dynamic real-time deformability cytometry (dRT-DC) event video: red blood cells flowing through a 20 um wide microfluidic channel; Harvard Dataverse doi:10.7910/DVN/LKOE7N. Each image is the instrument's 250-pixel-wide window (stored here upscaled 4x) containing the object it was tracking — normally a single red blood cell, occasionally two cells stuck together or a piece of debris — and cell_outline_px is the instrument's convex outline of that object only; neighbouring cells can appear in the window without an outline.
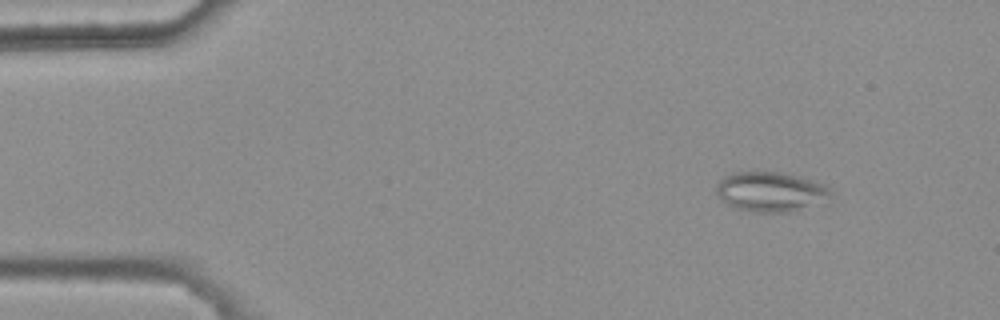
{"species": "common noctule bat (a hibernating species)", "species_latin": "Nyctalus noctula", "temperature_condition": "warm", "stored_images_in_passage": 47, "camera_frame_rate_fps": 3000, "um_per_image_px": 0.085, "animal": {"sex": "female", "body_mass_g": 25.1}, "frame": {"image": 1, "passage_image": 6, "time_ms": 1.667, "image_size_px": [1000, 320], "cell_outline_px": [[828, 204], [788, 212], [756, 212], [736, 208], [728, 204], [716, 192], [716, 184], [724, 176], [732, 172], [780, 172], [800, 176], [824, 184], [828, 188]], "centroid_in_image_um": [65.55, 16.3], "position_along_channel_um": 19.4, "area_um2": 26.7}}
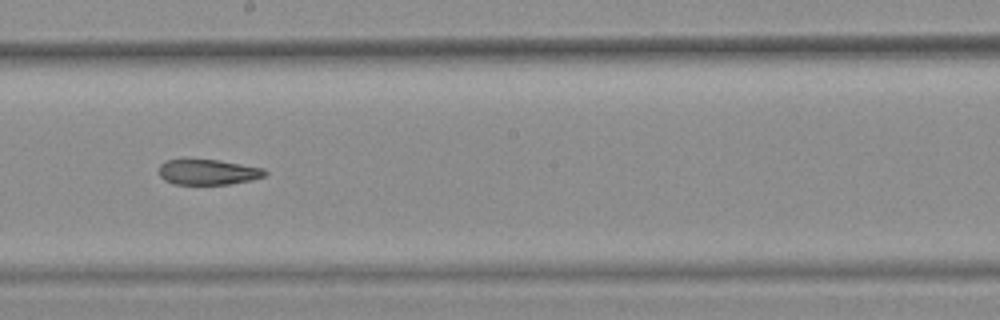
{"frame": {"image": 2, "passage_image": 30, "time_ms": 9.667, "image_size_px": [1000, 320], "cell_outline_px": [[268, 172], [264, 176], [252, 180], [228, 184], [172, 184], [164, 180], [160, 176], [160, 164], [164, 160], [184, 156], [220, 160], [264, 168]], "centroid_in_image_um": [17.62, 14.57], "position_along_channel_um": 230.6, "area_um2": 16.47}}
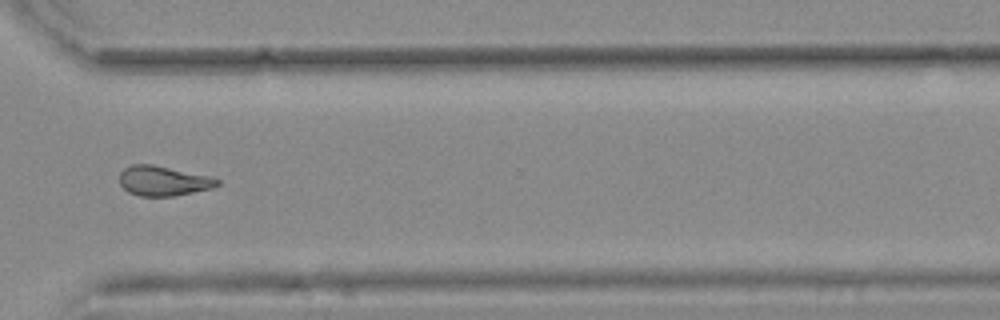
{"frame": {"image": 3, "passage_image": 40, "time_ms": 13.0, "image_size_px": [1000, 320], "cell_outline_px": [[220, 184], [212, 188], [176, 196], [140, 196], [128, 192], [120, 184], [120, 172], [124, 168], [132, 164], [152, 164], [212, 176], [220, 180]], "centroid_in_image_um": [13.9, 15.37], "position_along_channel_um": 356.7, "area_um2": 17.17}, "authors_computed_cell_mechanics": {"area_um2": 17.8024, "velocity_mm_per_s": 3.768, "shape_relaxation_time_tau1_ms": null, "shape_relaxation_time_tau2_ms": 4.693, "deformation_change_tau1": null, "deformation_change_tau2": 0.134}}